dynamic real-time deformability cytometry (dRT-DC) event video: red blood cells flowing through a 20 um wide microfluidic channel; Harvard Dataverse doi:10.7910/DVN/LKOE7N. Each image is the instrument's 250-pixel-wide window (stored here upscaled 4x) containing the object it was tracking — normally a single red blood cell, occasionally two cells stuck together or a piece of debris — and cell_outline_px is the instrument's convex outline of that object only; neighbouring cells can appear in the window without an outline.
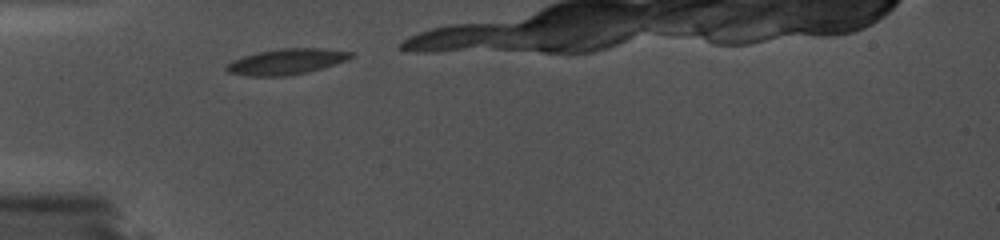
{"species": "common noctule bat (a hibernating species)", "species_latin": "Nyctalus noctula", "temperature_condition": "cold", "stored_images_in_passage": 4, "camera_frame_rate_fps": 5000, "um_per_image_px": 0.085, "animal": {"sex": "female", "body_mass_g": 19.0, "forearm_length_mm": 56.7}, "frame": {"image": 1, "passage_image": 1, "time_ms": 0.0, "image_size_px": [1000, 240], "cell_outline_px": [[356, 56], [348, 60], [324, 68], [308, 72], [288, 76], [248, 76], [228, 72], [224, 68], [232, 60], [256, 52], [280, 48], [324, 48], [356, 52]], "centroid_in_image_um": [24.43, 5.23], "position_along_channel_um": 60.6, "area_um2": 19.02}}